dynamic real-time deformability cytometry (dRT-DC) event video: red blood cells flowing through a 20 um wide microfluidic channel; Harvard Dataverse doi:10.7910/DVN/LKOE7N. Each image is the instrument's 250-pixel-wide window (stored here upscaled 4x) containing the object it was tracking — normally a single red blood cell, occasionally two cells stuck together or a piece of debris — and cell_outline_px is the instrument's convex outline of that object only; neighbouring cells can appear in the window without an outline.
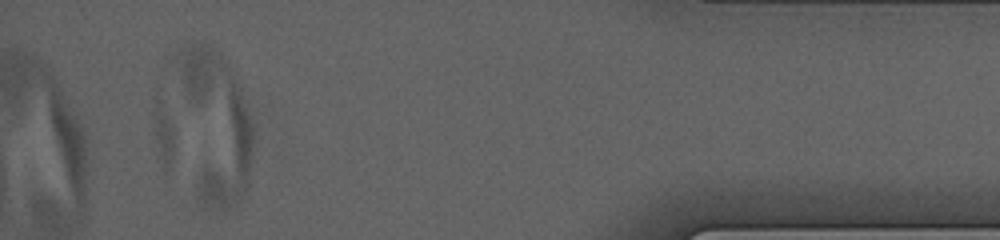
{"species": "human", "species_latin": "Homo sapiens", "temperature_condition": "cold", "stored_images_in_passage": 29, "segment_of_instrument_passage": [2, 2], "camera_frame_rate_fps": 3000, "um_per_image_px": 0.085, "donor": {"sex": "male"}, "frame": {"image": 1, "passage_image": 29, "time_ms": 13.667, "image_size_px": [1000, 240], "cell_outline_px": [[252, 144], [248, 176], [244, 188], [236, 204], [232, 208], [224, 212], [196, 208], [196, 192], [232, 80], [240, 96], [252, 124]], "centroid_in_image_um": [19.3, 13.41], "position_along_channel_um": 415.9, "area_um2": 31.79}}